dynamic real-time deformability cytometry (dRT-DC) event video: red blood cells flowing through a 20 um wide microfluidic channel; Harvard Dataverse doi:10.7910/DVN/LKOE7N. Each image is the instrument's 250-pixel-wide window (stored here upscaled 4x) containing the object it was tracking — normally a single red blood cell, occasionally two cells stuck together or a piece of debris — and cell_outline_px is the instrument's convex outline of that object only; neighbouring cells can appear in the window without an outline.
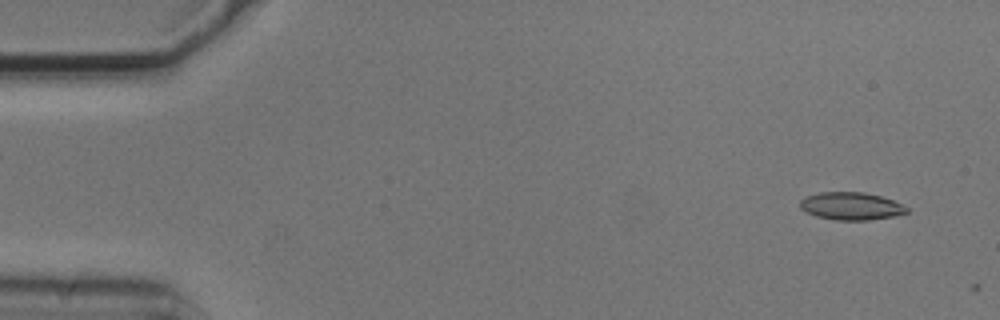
{"species": "common noctule bat (a hibernating species)", "species_latin": "Nyctalus noctula", "temperature_condition": "cold", "stored_images_in_passage": 5, "camera_frame_rate_fps": 3000, "um_per_image_px": 0.085, "animal": {"sex": "male", "body_mass_g": 20.5, "forearm_length_mm": 52.5}, "frame": {"image": 1, "passage_image": 2, "time_ms": 0.333, "image_size_px": [1000, 320], "cell_outline_px": [[908, 212], [892, 216], [868, 220], [836, 220], [816, 216], [804, 212], [800, 208], [800, 200], [804, 196], [820, 192], [864, 192], [880, 196], [892, 200], [908, 208]], "centroid_in_image_um": [72.28, 17.51], "position_along_channel_um": 12.7, "area_um2": 17.17}}
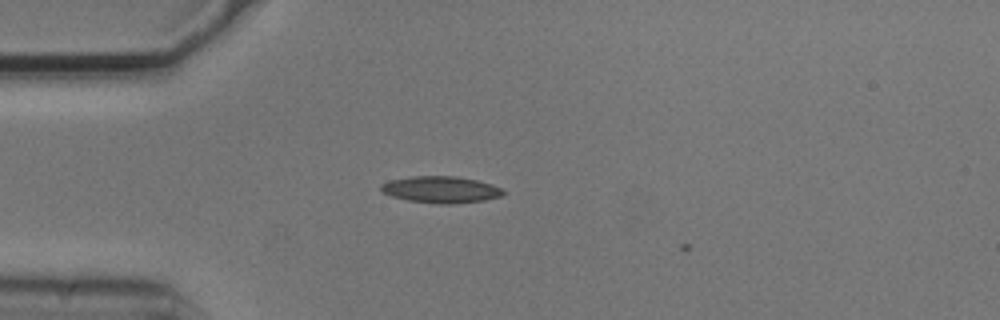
{"frame": {"image": 2, "passage_image": 4, "time_ms": 1.0, "image_size_px": [1000, 320], "cell_outline_px": [[504, 192], [500, 196], [484, 200], [452, 204], [440, 204], [408, 200], [392, 196], [380, 192], [380, 184], [392, 180], [412, 176], [456, 176], [476, 180], [492, 184], [500, 188]], "centroid_in_image_um": [37.44, 16.11], "position_along_channel_um": 47.6, "area_um2": 18.84}}